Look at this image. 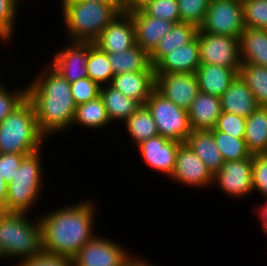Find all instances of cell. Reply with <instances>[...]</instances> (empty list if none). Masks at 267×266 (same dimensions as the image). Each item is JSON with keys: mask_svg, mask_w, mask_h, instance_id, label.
Listing matches in <instances>:
<instances>
[{"mask_svg": "<svg viewBox=\"0 0 267 266\" xmlns=\"http://www.w3.org/2000/svg\"><path fill=\"white\" fill-rule=\"evenodd\" d=\"M185 143L204 162L213 176L222 168L225 161L215 144L211 130H192Z\"/></svg>", "mask_w": 267, "mask_h": 266, "instance_id": "603a6c76", "label": "cell"}, {"mask_svg": "<svg viewBox=\"0 0 267 266\" xmlns=\"http://www.w3.org/2000/svg\"><path fill=\"white\" fill-rule=\"evenodd\" d=\"M155 89L187 111L199 92L195 73H155Z\"/></svg>", "mask_w": 267, "mask_h": 266, "instance_id": "5bb4252c", "label": "cell"}, {"mask_svg": "<svg viewBox=\"0 0 267 266\" xmlns=\"http://www.w3.org/2000/svg\"><path fill=\"white\" fill-rule=\"evenodd\" d=\"M124 266H156L152 264L148 259H143L142 256H137V254Z\"/></svg>", "mask_w": 267, "mask_h": 266, "instance_id": "bcb514c9", "label": "cell"}, {"mask_svg": "<svg viewBox=\"0 0 267 266\" xmlns=\"http://www.w3.org/2000/svg\"><path fill=\"white\" fill-rule=\"evenodd\" d=\"M1 82V79H0ZM4 83H0V122L4 120L27 97V87L18 90H8Z\"/></svg>", "mask_w": 267, "mask_h": 266, "instance_id": "74e56055", "label": "cell"}, {"mask_svg": "<svg viewBox=\"0 0 267 266\" xmlns=\"http://www.w3.org/2000/svg\"><path fill=\"white\" fill-rule=\"evenodd\" d=\"M73 100L77 105L84 104L100 96L101 86L89 77L70 83Z\"/></svg>", "mask_w": 267, "mask_h": 266, "instance_id": "f35d334b", "label": "cell"}, {"mask_svg": "<svg viewBox=\"0 0 267 266\" xmlns=\"http://www.w3.org/2000/svg\"><path fill=\"white\" fill-rule=\"evenodd\" d=\"M200 51V64H214L232 68L237 73L242 65L239 38L220 34L197 33Z\"/></svg>", "mask_w": 267, "mask_h": 266, "instance_id": "30bf717a", "label": "cell"}, {"mask_svg": "<svg viewBox=\"0 0 267 266\" xmlns=\"http://www.w3.org/2000/svg\"><path fill=\"white\" fill-rule=\"evenodd\" d=\"M8 183L0 176V213H6V196Z\"/></svg>", "mask_w": 267, "mask_h": 266, "instance_id": "f6af8a7d", "label": "cell"}, {"mask_svg": "<svg viewBox=\"0 0 267 266\" xmlns=\"http://www.w3.org/2000/svg\"><path fill=\"white\" fill-rule=\"evenodd\" d=\"M46 141L28 97L0 122V153L29 155L43 149Z\"/></svg>", "mask_w": 267, "mask_h": 266, "instance_id": "5b68a950", "label": "cell"}, {"mask_svg": "<svg viewBox=\"0 0 267 266\" xmlns=\"http://www.w3.org/2000/svg\"><path fill=\"white\" fill-rule=\"evenodd\" d=\"M222 112L219 96L199 91L188 110L191 129H214Z\"/></svg>", "mask_w": 267, "mask_h": 266, "instance_id": "ffe728a7", "label": "cell"}, {"mask_svg": "<svg viewBox=\"0 0 267 266\" xmlns=\"http://www.w3.org/2000/svg\"><path fill=\"white\" fill-rule=\"evenodd\" d=\"M238 75L253 92L257 104L267 107V68L242 63Z\"/></svg>", "mask_w": 267, "mask_h": 266, "instance_id": "4dcf8cb0", "label": "cell"}, {"mask_svg": "<svg viewBox=\"0 0 267 266\" xmlns=\"http://www.w3.org/2000/svg\"><path fill=\"white\" fill-rule=\"evenodd\" d=\"M35 217L31 221L29 213H0V252L4 260L16 258L14 266L43 253L42 226Z\"/></svg>", "mask_w": 267, "mask_h": 266, "instance_id": "277c9868", "label": "cell"}, {"mask_svg": "<svg viewBox=\"0 0 267 266\" xmlns=\"http://www.w3.org/2000/svg\"><path fill=\"white\" fill-rule=\"evenodd\" d=\"M124 124L128 136L136 146L158 135L156 123L145 105H141Z\"/></svg>", "mask_w": 267, "mask_h": 266, "instance_id": "f546056e", "label": "cell"}, {"mask_svg": "<svg viewBox=\"0 0 267 266\" xmlns=\"http://www.w3.org/2000/svg\"><path fill=\"white\" fill-rule=\"evenodd\" d=\"M110 124L101 96L76 106L72 126L78 125L87 129L98 130L105 126L108 128L111 126Z\"/></svg>", "mask_w": 267, "mask_h": 266, "instance_id": "f1b7e54d", "label": "cell"}, {"mask_svg": "<svg viewBox=\"0 0 267 266\" xmlns=\"http://www.w3.org/2000/svg\"><path fill=\"white\" fill-rule=\"evenodd\" d=\"M42 149L26 155L15 174L8 183L6 196V213H31L42 197L44 169ZM37 203V204H36Z\"/></svg>", "mask_w": 267, "mask_h": 266, "instance_id": "8992f818", "label": "cell"}, {"mask_svg": "<svg viewBox=\"0 0 267 266\" xmlns=\"http://www.w3.org/2000/svg\"><path fill=\"white\" fill-rule=\"evenodd\" d=\"M244 28L241 2L238 0H211L199 31L240 38Z\"/></svg>", "mask_w": 267, "mask_h": 266, "instance_id": "ba28073f", "label": "cell"}, {"mask_svg": "<svg viewBox=\"0 0 267 266\" xmlns=\"http://www.w3.org/2000/svg\"><path fill=\"white\" fill-rule=\"evenodd\" d=\"M100 96L111 125L113 122L124 123L141 106L138 101L123 95L110 84L101 86Z\"/></svg>", "mask_w": 267, "mask_h": 266, "instance_id": "4316f807", "label": "cell"}, {"mask_svg": "<svg viewBox=\"0 0 267 266\" xmlns=\"http://www.w3.org/2000/svg\"><path fill=\"white\" fill-rule=\"evenodd\" d=\"M211 132L225 162L243 160L251 155L246 147L244 137H232L215 129H211Z\"/></svg>", "mask_w": 267, "mask_h": 266, "instance_id": "d6a6232c", "label": "cell"}, {"mask_svg": "<svg viewBox=\"0 0 267 266\" xmlns=\"http://www.w3.org/2000/svg\"><path fill=\"white\" fill-rule=\"evenodd\" d=\"M220 100L222 111L245 118L259 107L253 92L239 75L230 83Z\"/></svg>", "mask_w": 267, "mask_h": 266, "instance_id": "44dd1931", "label": "cell"}, {"mask_svg": "<svg viewBox=\"0 0 267 266\" xmlns=\"http://www.w3.org/2000/svg\"><path fill=\"white\" fill-rule=\"evenodd\" d=\"M27 84V97L34 106L39 130L46 137L71 129L76 104L70 83L47 62Z\"/></svg>", "mask_w": 267, "mask_h": 266, "instance_id": "7a4b0ae2", "label": "cell"}, {"mask_svg": "<svg viewBox=\"0 0 267 266\" xmlns=\"http://www.w3.org/2000/svg\"><path fill=\"white\" fill-rule=\"evenodd\" d=\"M110 85L123 95L144 105L155 89V71L117 74L112 78Z\"/></svg>", "mask_w": 267, "mask_h": 266, "instance_id": "ac0fdd59", "label": "cell"}, {"mask_svg": "<svg viewBox=\"0 0 267 266\" xmlns=\"http://www.w3.org/2000/svg\"><path fill=\"white\" fill-rule=\"evenodd\" d=\"M64 33L68 41L94 42L123 10L124 3L60 0Z\"/></svg>", "mask_w": 267, "mask_h": 266, "instance_id": "3957f363", "label": "cell"}, {"mask_svg": "<svg viewBox=\"0 0 267 266\" xmlns=\"http://www.w3.org/2000/svg\"><path fill=\"white\" fill-rule=\"evenodd\" d=\"M144 105L153 117L159 135L185 143L192 133L187 110L165 98L156 89L151 92Z\"/></svg>", "mask_w": 267, "mask_h": 266, "instance_id": "52a82bcc", "label": "cell"}, {"mask_svg": "<svg viewBox=\"0 0 267 266\" xmlns=\"http://www.w3.org/2000/svg\"><path fill=\"white\" fill-rule=\"evenodd\" d=\"M19 8L13 0H0V43L3 46L13 42Z\"/></svg>", "mask_w": 267, "mask_h": 266, "instance_id": "836d02e7", "label": "cell"}, {"mask_svg": "<svg viewBox=\"0 0 267 266\" xmlns=\"http://www.w3.org/2000/svg\"><path fill=\"white\" fill-rule=\"evenodd\" d=\"M13 2L19 7L20 2L22 3L23 0H13ZM25 2V0H24Z\"/></svg>", "mask_w": 267, "mask_h": 266, "instance_id": "681fc988", "label": "cell"}, {"mask_svg": "<svg viewBox=\"0 0 267 266\" xmlns=\"http://www.w3.org/2000/svg\"><path fill=\"white\" fill-rule=\"evenodd\" d=\"M87 71L88 77L100 86L110 84L114 77L108 54L101 51L93 42H89Z\"/></svg>", "mask_w": 267, "mask_h": 266, "instance_id": "1f68e13d", "label": "cell"}, {"mask_svg": "<svg viewBox=\"0 0 267 266\" xmlns=\"http://www.w3.org/2000/svg\"><path fill=\"white\" fill-rule=\"evenodd\" d=\"M140 9L149 16L157 17L174 23L180 22L177 0H150Z\"/></svg>", "mask_w": 267, "mask_h": 266, "instance_id": "d590c367", "label": "cell"}, {"mask_svg": "<svg viewBox=\"0 0 267 266\" xmlns=\"http://www.w3.org/2000/svg\"><path fill=\"white\" fill-rule=\"evenodd\" d=\"M181 142L156 135L136 146L142 161L149 169L160 172L168 179L175 168Z\"/></svg>", "mask_w": 267, "mask_h": 266, "instance_id": "4fadbf2b", "label": "cell"}, {"mask_svg": "<svg viewBox=\"0 0 267 266\" xmlns=\"http://www.w3.org/2000/svg\"><path fill=\"white\" fill-rule=\"evenodd\" d=\"M211 0H177L180 22L202 25Z\"/></svg>", "mask_w": 267, "mask_h": 266, "instance_id": "e575fe53", "label": "cell"}, {"mask_svg": "<svg viewBox=\"0 0 267 266\" xmlns=\"http://www.w3.org/2000/svg\"><path fill=\"white\" fill-rule=\"evenodd\" d=\"M26 154L0 153V176L10 183Z\"/></svg>", "mask_w": 267, "mask_h": 266, "instance_id": "b9f144b4", "label": "cell"}, {"mask_svg": "<svg viewBox=\"0 0 267 266\" xmlns=\"http://www.w3.org/2000/svg\"><path fill=\"white\" fill-rule=\"evenodd\" d=\"M199 28L190 23H175L173 28L158 42L150 53L151 61L155 67L166 55L183 45L188 44L197 37Z\"/></svg>", "mask_w": 267, "mask_h": 266, "instance_id": "d4e9b609", "label": "cell"}, {"mask_svg": "<svg viewBox=\"0 0 267 266\" xmlns=\"http://www.w3.org/2000/svg\"><path fill=\"white\" fill-rule=\"evenodd\" d=\"M96 206L89 198L41 214L42 252L72 259L97 235Z\"/></svg>", "mask_w": 267, "mask_h": 266, "instance_id": "6da1fadb", "label": "cell"}, {"mask_svg": "<svg viewBox=\"0 0 267 266\" xmlns=\"http://www.w3.org/2000/svg\"><path fill=\"white\" fill-rule=\"evenodd\" d=\"M265 202H262L261 204L257 206L256 208V214L259 218V222L261 223V229L263 234L265 233L267 235V198L264 199ZM264 203V204H263Z\"/></svg>", "mask_w": 267, "mask_h": 266, "instance_id": "ee69618b", "label": "cell"}, {"mask_svg": "<svg viewBox=\"0 0 267 266\" xmlns=\"http://www.w3.org/2000/svg\"><path fill=\"white\" fill-rule=\"evenodd\" d=\"M125 9L133 18L136 44L149 53L175 24L172 21L146 15L140 8Z\"/></svg>", "mask_w": 267, "mask_h": 266, "instance_id": "e0dca14e", "label": "cell"}, {"mask_svg": "<svg viewBox=\"0 0 267 266\" xmlns=\"http://www.w3.org/2000/svg\"><path fill=\"white\" fill-rule=\"evenodd\" d=\"M253 192L267 198V153L254 154L252 164Z\"/></svg>", "mask_w": 267, "mask_h": 266, "instance_id": "60d3db41", "label": "cell"}, {"mask_svg": "<svg viewBox=\"0 0 267 266\" xmlns=\"http://www.w3.org/2000/svg\"><path fill=\"white\" fill-rule=\"evenodd\" d=\"M244 140L252 155L267 153V107L259 106L246 118Z\"/></svg>", "mask_w": 267, "mask_h": 266, "instance_id": "83f0119b", "label": "cell"}, {"mask_svg": "<svg viewBox=\"0 0 267 266\" xmlns=\"http://www.w3.org/2000/svg\"><path fill=\"white\" fill-rule=\"evenodd\" d=\"M82 1H94L98 3H124V0H82Z\"/></svg>", "mask_w": 267, "mask_h": 266, "instance_id": "c3c4849f", "label": "cell"}, {"mask_svg": "<svg viewBox=\"0 0 267 266\" xmlns=\"http://www.w3.org/2000/svg\"><path fill=\"white\" fill-rule=\"evenodd\" d=\"M16 266H73L72 259L42 253L39 256L20 262Z\"/></svg>", "mask_w": 267, "mask_h": 266, "instance_id": "7bdbcfd3", "label": "cell"}, {"mask_svg": "<svg viewBox=\"0 0 267 266\" xmlns=\"http://www.w3.org/2000/svg\"><path fill=\"white\" fill-rule=\"evenodd\" d=\"M242 5L245 27L267 30V0H247Z\"/></svg>", "mask_w": 267, "mask_h": 266, "instance_id": "8d00e7d4", "label": "cell"}, {"mask_svg": "<svg viewBox=\"0 0 267 266\" xmlns=\"http://www.w3.org/2000/svg\"><path fill=\"white\" fill-rule=\"evenodd\" d=\"M0 259L4 260V257L2 256L1 252H0Z\"/></svg>", "mask_w": 267, "mask_h": 266, "instance_id": "f907efd6", "label": "cell"}, {"mask_svg": "<svg viewBox=\"0 0 267 266\" xmlns=\"http://www.w3.org/2000/svg\"><path fill=\"white\" fill-rule=\"evenodd\" d=\"M199 91L221 97L238 73L232 68L214 64H200L195 72Z\"/></svg>", "mask_w": 267, "mask_h": 266, "instance_id": "7402d4cb", "label": "cell"}, {"mask_svg": "<svg viewBox=\"0 0 267 266\" xmlns=\"http://www.w3.org/2000/svg\"><path fill=\"white\" fill-rule=\"evenodd\" d=\"M245 126V117L223 111L214 129L225 132L232 137H244Z\"/></svg>", "mask_w": 267, "mask_h": 266, "instance_id": "ab89813d", "label": "cell"}, {"mask_svg": "<svg viewBox=\"0 0 267 266\" xmlns=\"http://www.w3.org/2000/svg\"><path fill=\"white\" fill-rule=\"evenodd\" d=\"M200 65L198 37L173 49L155 67V73H195Z\"/></svg>", "mask_w": 267, "mask_h": 266, "instance_id": "d6986e66", "label": "cell"}, {"mask_svg": "<svg viewBox=\"0 0 267 266\" xmlns=\"http://www.w3.org/2000/svg\"><path fill=\"white\" fill-rule=\"evenodd\" d=\"M170 180L186 187L203 190L213 185V175L186 143L179 145L175 168Z\"/></svg>", "mask_w": 267, "mask_h": 266, "instance_id": "7c38bea8", "label": "cell"}, {"mask_svg": "<svg viewBox=\"0 0 267 266\" xmlns=\"http://www.w3.org/2000/svg\"><path fill=\"white\" fill-rule=\"evenodd\" d=\"M93 43L107 54L120 53L135 46V26L131 14L126 9L123 10Z\"/></svg>", "mask_w": 267, "mask_h": 266, "instance_id": "9a60e30c", "label": "cell"}, {"mask_svg": "<svg viewBox=\"0 0 267 266\" xmlns=\"http://www.w3.org/2000/svg\"><path fill=\"white\" fill-rule=\"evenodd\" d=\"M253 155L243 160L224 162L222 168L213 176V185L220 188L225 196L232 199H245L253 195L252 180Z\"/></svg>", "mask_w": 267, "mask_h": 266, "instance_id": "8fae6325", "label": "cell"}, {"mask_svg": "<svg viewBox=\"0 0 267 266\" xmlns=\"http://www.w3.org/2000/svg\"><path fill=\"white\" fill-rule=\"evenodd\" d=\"M125 248L97 234L72 258L73 266H124L135 256Z\"/></svg>", "mask_w": 267, "mask_h": 266, "instance_id": "9c48e42d", "label": "cell"}, {"mask_svg": "<svg viewBox=\"0 0 267 266\" xmlns=\"http://www.w3.org/2000/svg\"><path fill=\"white\" fill-rule=\"evenodd\" d=\"M239 2L243 3L244 1H247V0H238Z\"/></svg>", "mask_w": 267, "mask_h": 266, "instance_id": "816d5d0a", "label": "cell"}, {"mask_svg": "<svg viewBox=\"0 0 267 266\" xmlns=\"http://www.w3.org/2000/svg\"><path fill=\"white\" fill-rule=\"evenodd\" d=\"M150 0H124L125 8H140Z\"/></svg>", "mask_w": 267, "mask_h": 266, "instance_id": "7dc6e473", "label": "cell"}, {"mask_svg": "<svg viewBox=\"0 0 267 266\" xmlns=\"http://www.w3.org/2000/svg\"><path fill=\"white\" fill-rule=\"evenodd\" d=\"M48 63L69 83L88 77L89 42L69 41Z\"/></svg>", "mask_w": 267, "mask_h": 266, "instance_id": "2e32d148", "label": "cell"}, {"mask_svg": "<svg viewBox=\"0 0 267 266\" xmlns=\"http://www.w3.org/2000/svg\"><path fill=\"white\" fill-rule=\"evenodd\" d=\"M114 76L125 72L155 71L151 55L137 44L120 53L108 54Z\"/></svg>", "mask_w": 267, "mask_h": 266, "instance_id": "484cf974", "label": "cell"}, {"mask_svg": "<svg viewBox=\"0 0 267 266\" xmlns=\"http://www.w3.org/2000/svg\"><path fill=\"white\" fill-rule=\"evenodd\" d=\"M239 44L241 63L267 68V30L245 27Z\"/></svg>", "mask_w": 267, "mask_h": 266, "instance_id": "cb8c5ba5", "label": "cell"}]
</instances>
